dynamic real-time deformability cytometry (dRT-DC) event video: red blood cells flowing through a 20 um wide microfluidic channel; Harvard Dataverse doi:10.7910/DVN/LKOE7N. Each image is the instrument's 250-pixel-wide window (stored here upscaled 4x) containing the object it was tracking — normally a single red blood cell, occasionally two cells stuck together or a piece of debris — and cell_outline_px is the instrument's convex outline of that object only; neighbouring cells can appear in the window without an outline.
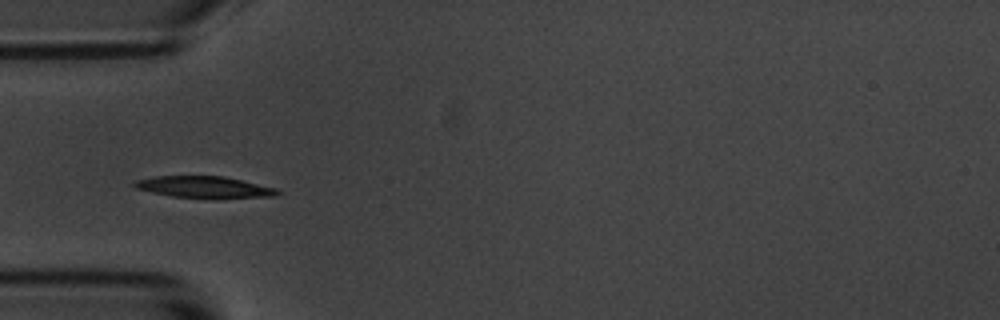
{"species": "common noctule bat (a hibernating species)", "species_latin": "Nyctalus noctula", "temperature_condition": "room temperature", "stored_images_in_passage": 12, "camera_frame_rate_fps": 3000, "um_per_image_px": 0.085, "animal": {"sex": "male", "body_mass_g": 20.1, "forearm_length_mm": 53.5}, "frame": {"image": 1, "passage_image": 4, "time_ms": 4.667, "image_size_px": [1000, 320], "cell_outline_px": [[280, 192], [276, 196], [172, 196], [152, 192], [136, 188], [132, 184], [136, 180], [152, 176], [224, 176], [276, 188]], "centroid_in_image_um": [17.28, 15.85], "position_along_channel_um": 67.7, "area_um2": 16.99}}
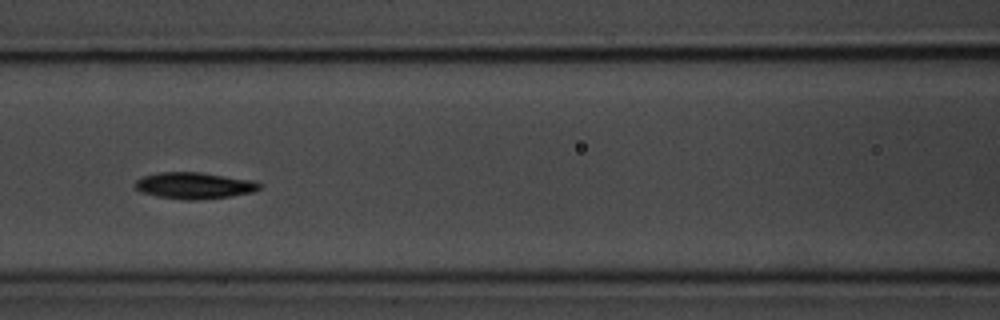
{"frame": {"image": 2, "passage_image": 6, "time_ms": 7.0, "image_size_px": [1000, 320], "cell_outline_px": [[260, 188], [252, 192], [232, 196], [196, 200], [184, 200], [156, 196], [140, 192], [136, 188], [136, 180], [144, 176], [160, 172], [200, 172], [252, 180], [260, 184]], "centroid_in_image_um": [16.49, 15.78], "position_along_channel_um": 150.1, "area_um2": 19.07}}
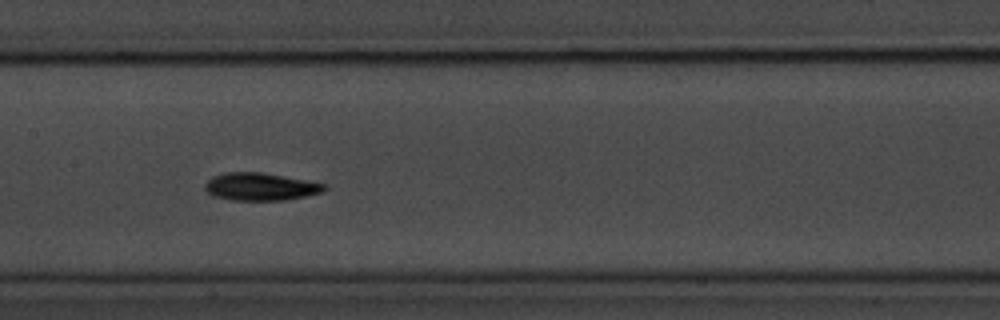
{"frame": {"image": 3, "passage_image": 7, "time_ms": 8.0, "image_size_px": [1000, 320], "cell_outline_px": [[328, 188], [324, 192], [288, 200], [232, 200], [212, 196], [204, 188], [204, 184], [212, 176], [224, 172], [264, 172], [324, 184]], "centroid_in_image_um": [22.12, 15.87], "position_along_channel_um": 185.3, "area_um2": 19.36}, "authors_computed_cell_mechanics": {"area_um2": 18.1492, "velocity_mm_per_s": 3.5166, "shape_relaxation_time_tau1_ms": 1.9892, "shape_relaxation_time_tau2_ms": 5.8576, "deformation_change_tau1": 0.0988, "deformation_change_tau2": 0.0703}}